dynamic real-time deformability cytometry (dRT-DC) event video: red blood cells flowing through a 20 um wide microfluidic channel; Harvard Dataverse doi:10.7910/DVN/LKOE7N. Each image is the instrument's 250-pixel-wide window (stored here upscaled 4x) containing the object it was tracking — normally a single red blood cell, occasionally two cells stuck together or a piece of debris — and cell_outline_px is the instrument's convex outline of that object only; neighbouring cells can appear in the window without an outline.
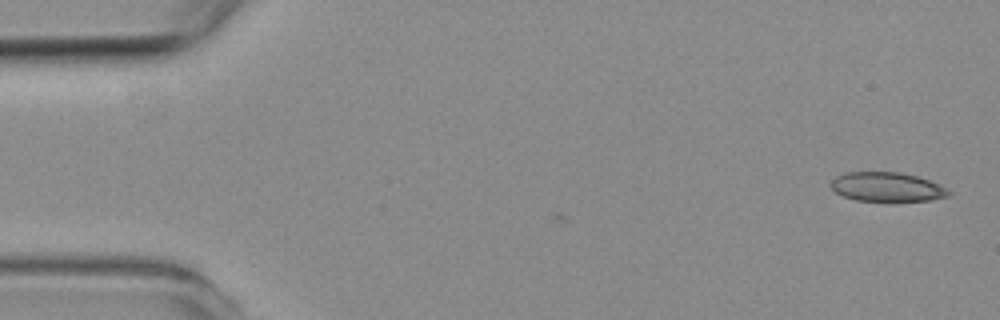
{"species": "common noctule bat (a hibernating species)", "species_latin": "Nyctalus noctula", "temperature_condition": "room temperature", "stored_images_in_passage": 3, "camera_frame_rate_fps": 3000, "um_per_image_px": 0.085, "animal": {"sex": "female", "body_mass_g": 19.3, "forearm_length_mm": 54.1}, "frame": {"image": 1, "passage_image": 1, "time_ms": 0.0, "image_size_px": [1000, 320], "cell_outline_px": [[952, 192], [948, 196], [928, 200], [856, 200], [844, 196], [836, 192], [828, 184], [836, 176], [844, 172], [896, 172], [916, 176], [940, 184]], "centroid_in_image_um": [75.36, 15.87], "position_along_channel_um": 9.6, "area_um2": 19.77}}